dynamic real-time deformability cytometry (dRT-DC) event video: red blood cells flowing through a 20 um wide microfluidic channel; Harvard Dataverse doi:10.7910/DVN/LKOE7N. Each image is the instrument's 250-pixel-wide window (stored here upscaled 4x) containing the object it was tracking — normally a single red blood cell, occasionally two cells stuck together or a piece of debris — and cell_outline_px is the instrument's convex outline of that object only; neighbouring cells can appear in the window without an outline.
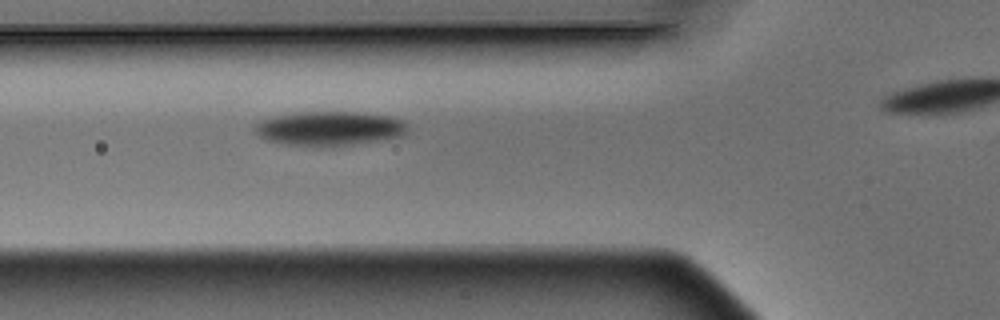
{"species": "Egyptian fruit bat (a non-hibernating species)", "species_latin": "Rousettus aegyptiacus", "temperature_condition": "warm", "stored_images_in_passage": 3, "segment_of_instrument_passage": [1, 2], "camera_frame_rate_fps": 3000, "um_per_image_px": 0.085, "animal": {"sex": "male"}, "frame": {"image": 1, "passage_image": 2, "time_ms": 0.333, "image_size_px": [1000, 320], "cell_outline_px": [[408, 132], [404, 136], [352, 144], [316, 148], [312, 148], [280, 144], [268, 140], [260, 136], [256, 132], [256, 124], [264, 120], [276, 116], [296, 112], [360, 112], [388, 116], [404, 120], [408, 124]], "centroid_in_image_um": [28.05, 10.94], "position_along_channel_um": 97.8, "area_um2": 30.87}}